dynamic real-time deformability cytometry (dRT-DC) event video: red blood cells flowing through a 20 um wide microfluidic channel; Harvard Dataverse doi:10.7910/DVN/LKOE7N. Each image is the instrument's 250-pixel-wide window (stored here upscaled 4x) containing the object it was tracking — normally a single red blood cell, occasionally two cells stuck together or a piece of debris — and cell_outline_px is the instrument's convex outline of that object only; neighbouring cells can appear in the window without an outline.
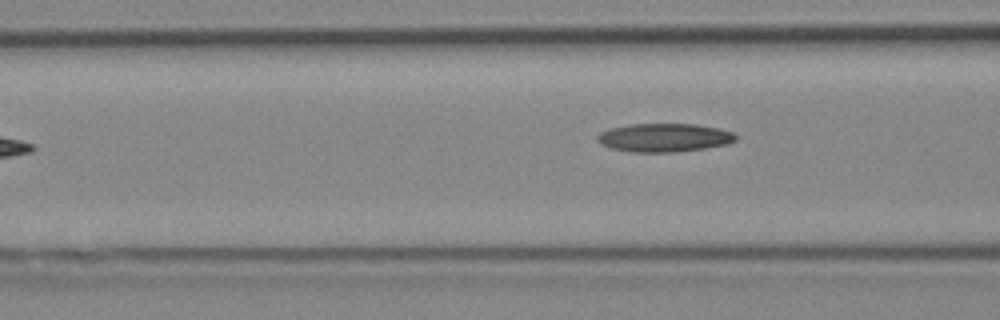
{"species": "Egyptian fruit bat (a non-hibernating species)", "species_latin": "Rousettus aegyptiacus", "temperature_condition": "cold", "stored_images_in_passage": 6, "camera_frame_rate_fps": 3000, "um_per_image_px": 0.085, "animal": {"sex": "female"}, "frame": {"image": 1, "passage_image": 6, "time_ms": 1.667, "image_size_px": [1000, 320], "cell_outline_px": [[736, 140], [728, 144], [704, 148], [676, 152], [632, 152], [612, 148], [600, 144], [596, 140], [596, 136], [600, 132], [612, 128], [628, 124], [696, 124], [716, 128], [732, 132], [736, 136]], "centroid_in_image_um": [56.43, 11.7], "position_along_channel_um": 110.2, "area_um2": 22.89}}